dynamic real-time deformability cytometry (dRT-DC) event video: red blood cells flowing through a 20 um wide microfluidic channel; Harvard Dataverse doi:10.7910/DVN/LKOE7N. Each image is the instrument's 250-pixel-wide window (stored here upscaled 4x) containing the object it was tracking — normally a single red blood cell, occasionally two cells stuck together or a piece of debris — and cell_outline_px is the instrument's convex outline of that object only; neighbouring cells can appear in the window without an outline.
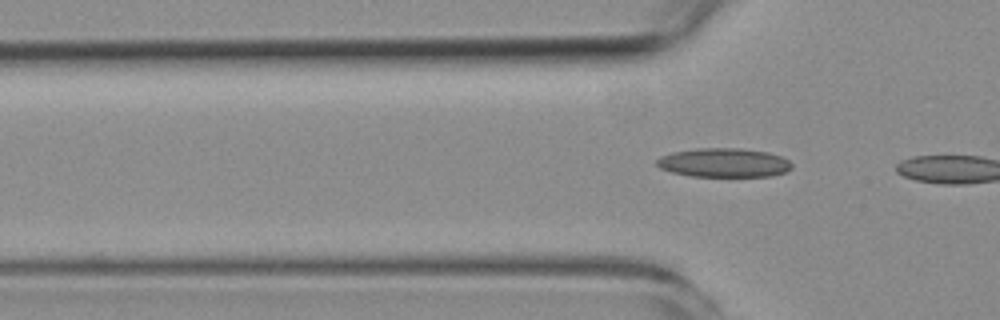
{"species": "common noctule bat (a hibernating species)", "species_latin": "Nyctalus noctula", "temperature_condition": "room temperature", "stored_images_in_passage": 6, "camera_frame_rate_fps": 3000, "um_per_image_px": 0.085, "animal": {"sex": "female", "body_mass_g": 19.3, "forearm_length_mm": 54.1}, "frame": {"image": 1, "passage_image": 6, "time_ms": 8.333, "image_size_px": [1000, 320], "cell_outline_px": [[792, 168], [784, 172], [772, 176], [692, 176], [672, 172], [660, 168], [656, 164], [656, 160], [660, 156], [672, 152], [700, 148], [740, 148], [768, 152], [780, 156], [788, 160], [792, 164]], "centroid_in_image_um": [61.52, 13.82], "position_along_channel_um": 64.3, "area_um2": 22.77}}